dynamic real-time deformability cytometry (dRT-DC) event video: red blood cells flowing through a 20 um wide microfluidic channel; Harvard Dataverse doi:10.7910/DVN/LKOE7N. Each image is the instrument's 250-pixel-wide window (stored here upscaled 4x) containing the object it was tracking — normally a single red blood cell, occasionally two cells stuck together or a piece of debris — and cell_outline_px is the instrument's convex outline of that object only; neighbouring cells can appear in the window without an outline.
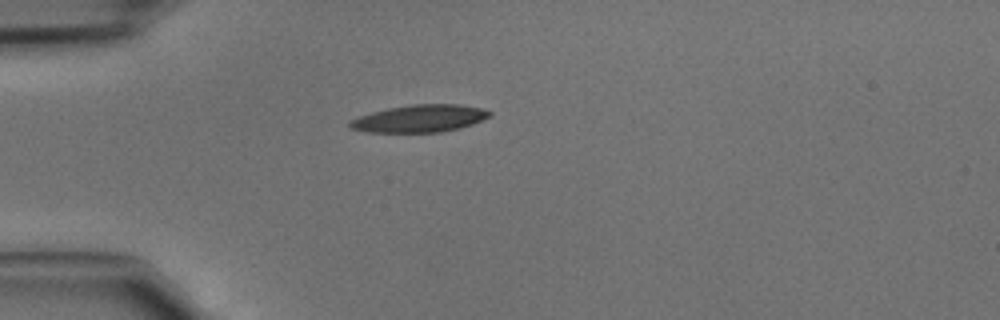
{"species": "common noctule bat (a hibernating species)", "species_latin": "Nyctalus noctula", "temperature_condition": "cold", "stored_images_in_passage": 34, "camera_frame_rate_fps": 3000, "um_per_image_px": 0.085, "animal": {"sex": "male", "body_mass_g": 15.6}, "frame": {"image": 1, "passage_image": 1, "time_ms": 0.0, "image_size_px": [1000, 320], "cell_outline_px": [[492, 116], [472, 124], [460, 128], [440, 132], [368, 132], [352, 128], [348, 124], [348, 120], [372, 112], [388, 108], [412, 104], [460, 104], [480, 108], [492, 112]], "centroid_in_image_um": [35.69, 10.07], "position_along_channel_um": 49.3, "area_um2": 22.25}}
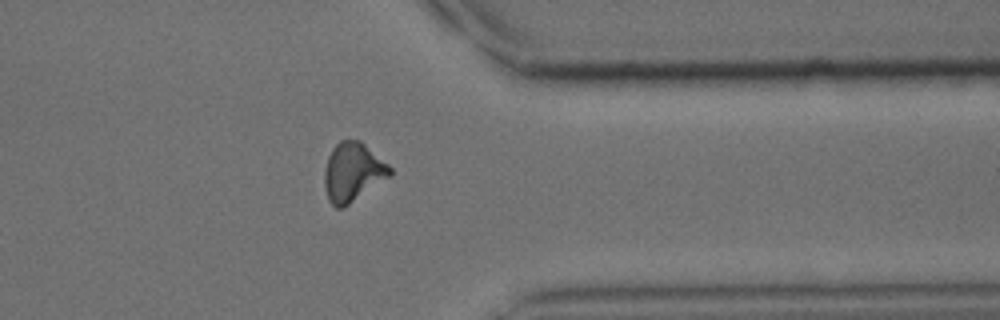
{"frame": {"image": 2, "passage_image": 25, "time_ms": 8.0, "image_size_px": [1000, 320], "cell_outline_px": [[392, 176], [344, 208], [336, 208], [328, 200], [324, 184], [324, 168], [328, 156], [332, 148], [340, 140], [360, 140], [388, 164], [392, 168]], "centroid_in_image_um": [29.99, 14.65], "position_along_channel_um": 381.4, "area_um2": 22.77}}
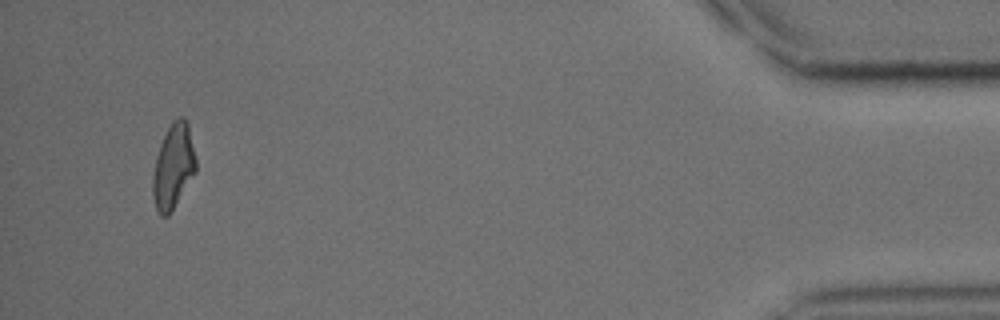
{"frame": {"image": 3, "passage_image": 32, "time_ms": 10.333, "image_size_px": [1000, 320], "cell_outline_px": [[196, 172], [168, 216], [160, 216], [156, 212], [152, 196], [152, 176], [156, 156], [160, 144], [172, 120], [180, 116], [184, 116], [188, 120], [196, 160]], "centroid_in_image_um": [14.72, 14.14], "position_along_channel_um": 420.5, "area_um2": 21.56}}